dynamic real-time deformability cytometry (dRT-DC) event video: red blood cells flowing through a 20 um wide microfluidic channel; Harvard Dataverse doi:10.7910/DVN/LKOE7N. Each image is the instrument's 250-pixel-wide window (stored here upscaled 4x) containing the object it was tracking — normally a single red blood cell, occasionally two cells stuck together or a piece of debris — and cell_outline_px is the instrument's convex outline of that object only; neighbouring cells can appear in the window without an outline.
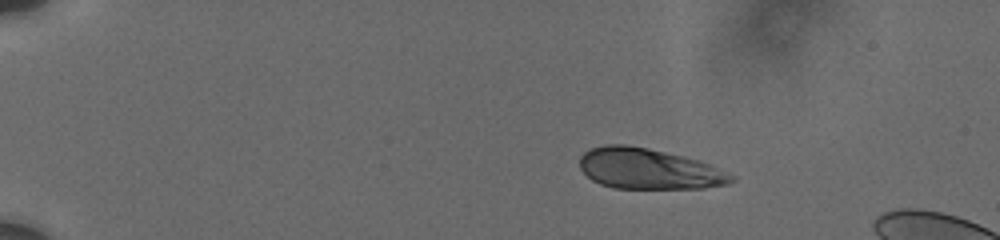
{"species": "human", "species_latin": "Homo sapiens", "temperature_condition": "cold", "stored_images_in_passage": 37, "camera_frame_rate_fps": 3000, "um_per_image_px": 0.085, "donor": {"sex": "male"}, "frame": {"image": 1, "passage_image": 1, "time_ms": 0.0, "image_size_px": [1000, 240], "cell_outline_px": [[736, 180], [728, 184], [704, 188], [612, 188], [600, 184], [592, 180], [580, 168], [580, 156], [584, 152], [592, 148], [604, 144], [624, 144], [648, 148], [684, 156], [700, 160], [736, 176]], "centroid_in_image_um": [55.15, 14.35], "position_along_channel_um": 29.8, "area_um2": 36.07}}
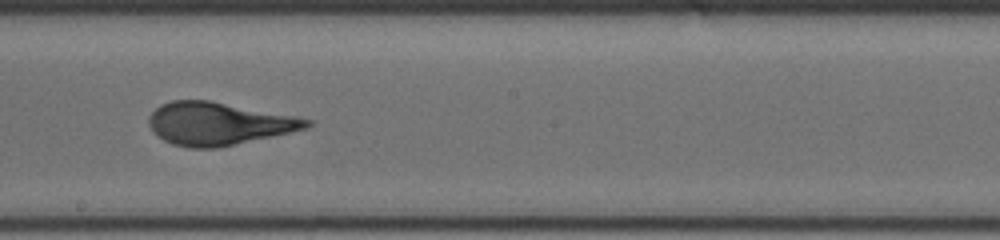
{"frame": {"image": 2, "passage_image": 22, "time_ms": 8.0, "image_size_px": [1000, 240], "cell_outline_px": [[312, 124], [308, 128], [216, 148], [188, 148], [172, 144], [164, 140], [148, 124], [148, 116], [160, 104], [172, 100], [208, 100], [296, 116], [312, 120]], "centroid_in_image_um": [18.56, 10.5], "position_along_channel_um": 229.6, "area_um2": 38.96}}
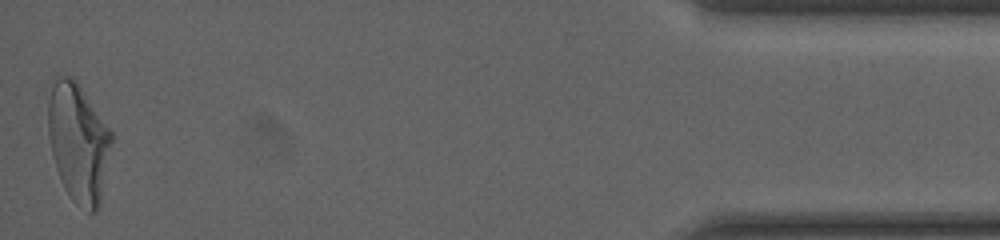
{"frame": {"image": 3, "passage_image": 37, "time_ms": 15.333, "image_size_px": [1000, 240], "cell_outline_px": [[112, 140], [100, 208], [96, 212], [88, 212], [76, 204], [68, 196], [60, 180], [56, 168], [48, 136], [48, 80], [56, 72], [72, 76], [76, 80], [112, 132]], "centroid_in_image_um": [6.62, 12.05], "position_along_channel_um": 428.6, "area_um2": 44.91}, "authors_computed_cell_mechanics": {"area_um2": 38.8416, "velocity_mm_per_s": 3.737, "shape_relaxation_time_tau1_ms": 6.2354, "shape_relaxation_time_tau2_ms": null, "deformation_change_tau1": 0.1952, "deformation_change_tau2": null}}